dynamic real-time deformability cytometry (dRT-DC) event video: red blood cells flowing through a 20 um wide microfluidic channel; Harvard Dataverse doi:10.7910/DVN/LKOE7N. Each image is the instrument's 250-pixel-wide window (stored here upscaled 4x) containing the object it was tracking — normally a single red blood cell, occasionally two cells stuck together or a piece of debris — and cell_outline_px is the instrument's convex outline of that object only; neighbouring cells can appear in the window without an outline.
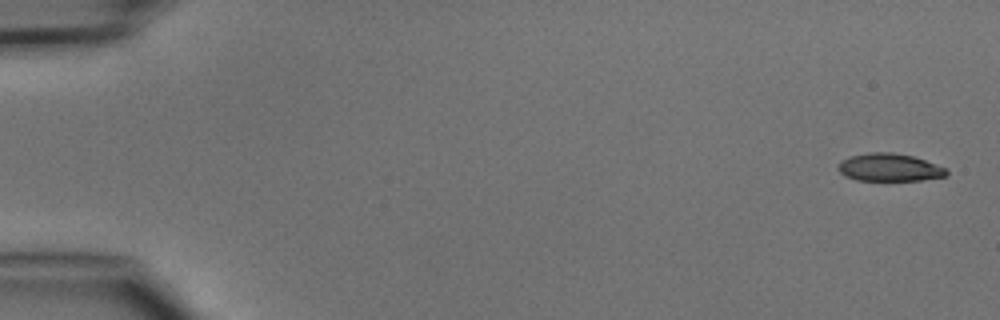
{"species": "common noctule bat (a hibernating species)", "species_latin": "Nyctalus noctula", "temperature_condition": "cold", "stored_images_in_passage": 6, "camera_frame_rate_fps": 3000, "um_per_image_px": 0.085, "animal": {"sex": "male", "body_mass_g": 15.6}, "frame": {"image": 1, "passage_image": 1, "time_ms": 0.0, "image_size_px": [1000, 320], "cell_outline_px": [[948, 176], [924, 180], [856, 180], [844, 176], [836, 168], [840, 160], [852, 156], [872, 152], [892, 152], [912, 156], [948, 168]], "centroid_in_image_um": [75.61, 14.24], "position_along_channel_um": 9.4, "area_um2": 17.63}}
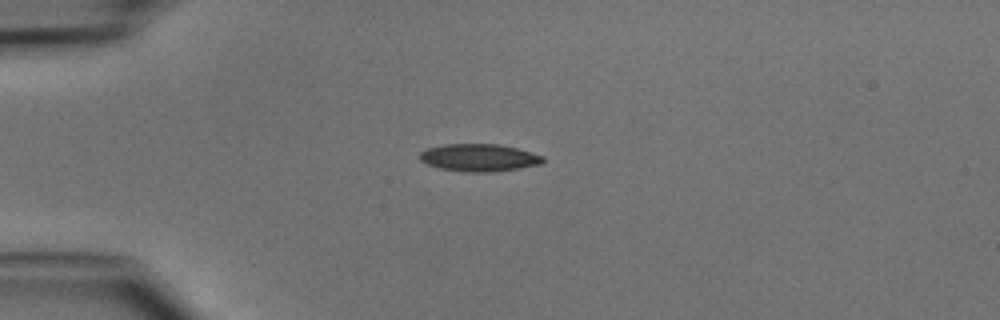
{"frame": {"image": 2, "passage_image": 4, "time_ms": 3.667, "image_size_px": [1000, 320], "cell_outline_px": [[544, 164], [520, 168], [492, 172], [464, 172], [440, 168], [428, 164], [420, 160], [420, 152], [428, 148], [444, 144], [500, 144], [516, 148], [544, 156]], "centroid_in_image_um": [40.75, 13.4], "position_along_channel_um": 44.2, "area_um2": 19.77}}